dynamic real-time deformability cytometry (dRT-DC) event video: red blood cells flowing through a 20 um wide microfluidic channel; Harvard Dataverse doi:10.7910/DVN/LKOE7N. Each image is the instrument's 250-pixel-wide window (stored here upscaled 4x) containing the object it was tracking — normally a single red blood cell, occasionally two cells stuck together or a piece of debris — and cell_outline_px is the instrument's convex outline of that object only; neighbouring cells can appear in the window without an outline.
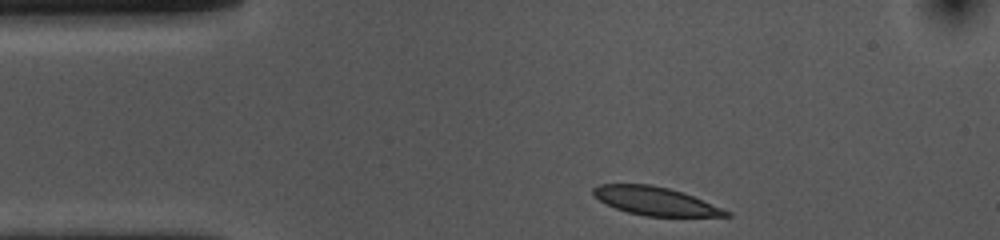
{"species": "common noctule bat (a hibernating species)", "species_latin": "Nyctalus noctula", "temperature_condition": "cold", "stored_images_in_passage": 35, "camera_frame_rate_fps": 3000, "um_per_image_px": 0.085, "animal": {"sex": "female", "body_mass_g": 10.0, "forearm_length_mm": 53.1}, "frame": {"image": 1, "passage_image": 1, "time_ms": 0.0, "image_size_px": [1000, 240], "cell_outline_px": [[732, 216], [644, 216], [628, 212], [616, 208], [600, 200], [592, 192], [592, 188], [600, 184], [652, 184], [684, 192], [732, 212]], "centroid_in_image_um": [55.74, 17.08], "position_along_channel_um": 29.3, "area_um2": 21.79}}
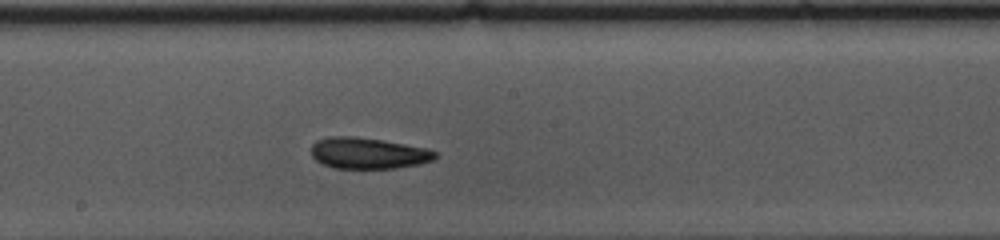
{"frame": {"image": 2, "passage_image": 20, "time_ms": 6.333, "image_size_px": [1000, 240], "cell_outline_px": [[436, 156], [432, 160], [420, 164], [396, 168], [332, 168], [316, 160], [312, 156], [312, 144], [316, 140], [328, 136], [352, 136], [384, 140], [428, 148], [436, 152]], "centroid_in_image_um": [31.29, 13.01], "position_along_channel_um": 216.9, "area_um2": 22.6}}
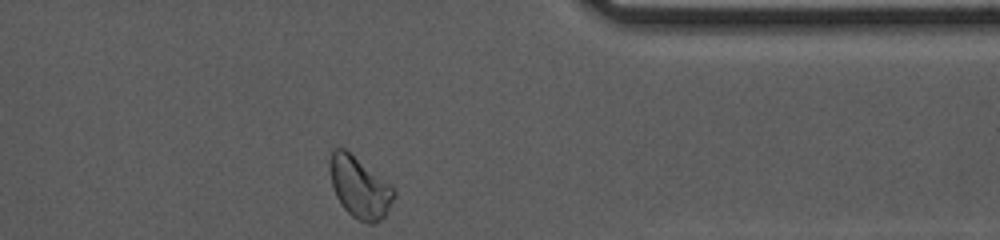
{"frame": {"image": 3, "passage_image": 35, "time_ms": 11.333, "image_size_px": [1000, 240], "cell_outline_px": [[396, 196], [384, 216], [376, 224], [368, 224], [352, 216], [340, 204], [336, 196], [332, 184], [328, 168], [328, 160], [332, 148], [344, 148], [396, 188]], "centroid_in_image_um": [30.56, 15.91], "position_along_channel_um": 380.8, "area_um2": 23.12}, "authors_computed_cell_mechanics": {"area_um2": 22.5998, "velocity_mm_per_s": 3.5847, "shape_relaxation_time_tau1_ms": 2.0609, "shape_relaxation_time_tau2_ms": 1.6828, "deformation_change_tau1": 0.1053, "deformation_change_tau2": 0.0759}}